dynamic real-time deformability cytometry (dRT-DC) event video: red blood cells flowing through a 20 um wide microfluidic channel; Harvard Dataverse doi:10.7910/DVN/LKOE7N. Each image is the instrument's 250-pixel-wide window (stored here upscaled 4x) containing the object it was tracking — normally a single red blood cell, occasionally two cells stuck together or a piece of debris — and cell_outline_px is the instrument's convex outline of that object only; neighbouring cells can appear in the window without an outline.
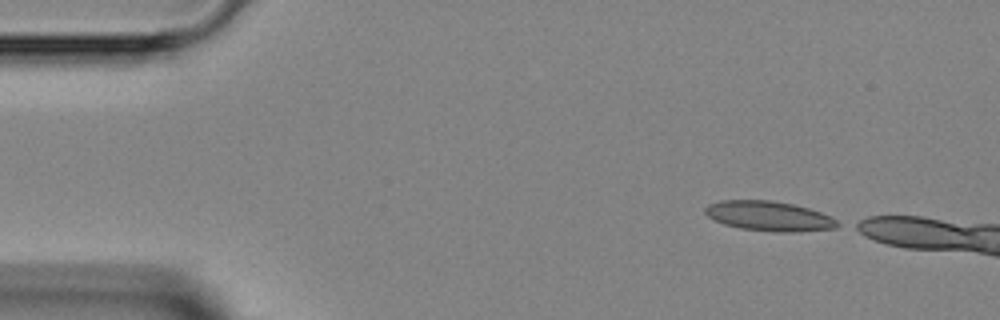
{"species": "Egyptian fruit bat (a non-hibernating species)", "species_latin": "Rousettus aegyptiacus", "temperature_condition": "room temperature", "stored_images_in_passage": 5, "camera_frame_rate_fps": 3000, "um_per_image_px": 0.085, "animal": {"sex": "female"}, "frame": {"image": 1, "passage_image": 1, "time_ms": 0.0, "image_size_px": [1000, 320], "cell_outline_px": [[844, 224], [836, 228], [796, 232], [772, 232], [740, 228], [724, 224], [708, 216], [704, 212], [704, 208], [708, 204], [720, 200], [772, 200], [792, 204], [808, 208], [832, 216]], "centroid_in_image_um": [65.41, 18.37], "position_along_channel_um": 19.6, "area_um2": 23.24}}